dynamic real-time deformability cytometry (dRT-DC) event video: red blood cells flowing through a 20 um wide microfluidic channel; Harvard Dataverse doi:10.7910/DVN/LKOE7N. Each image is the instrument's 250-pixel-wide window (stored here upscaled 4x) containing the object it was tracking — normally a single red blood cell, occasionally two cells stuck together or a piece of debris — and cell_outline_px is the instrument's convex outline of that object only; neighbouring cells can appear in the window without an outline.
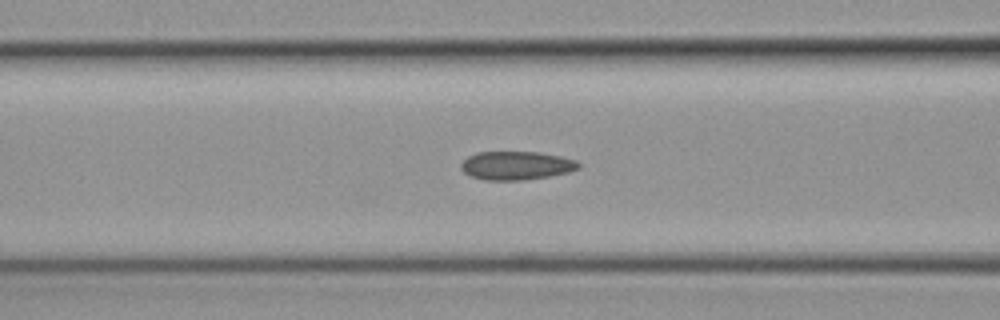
{"species": "common noctule bat (a hibernating species)", "species_latin": "Nyctalus noctula", "temperature_condition": "cold", "stored_images_in_passage": 35, "camera_frame_rate_fps": 3000, "um_per_image_px": 0.085, "animal": {"sex": "female", "body_mass_g": 19.3, "forearm_length_mm": 54.1}, "frame": {"image": 1, "passage_image": 13, "time_ms": 4.0, "image_size_px": [1000, 320], "cell_outline_px": [[580, 168], [568, 172], [548, 176], [524, 180], [484, 180], [472, 176], [464, 172], [460, 168], [460, 164], [468, 156], [476, 152], [540, 152], [560, 156], [576, 160], [580, 164]], "centroid_in_image_um": [43.88, 14.06], "position_along_channel_um": 122.7, "area_um2": 19.54}}
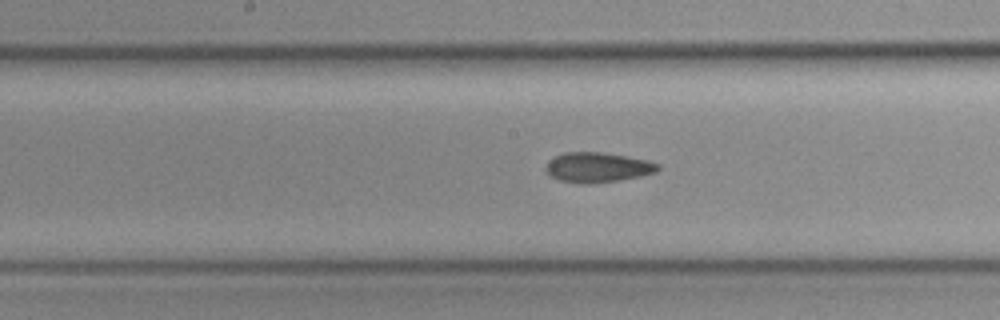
{"frame": {"image": 2, "passage_image": 19, "time_ms": 6.0, "image_size_px": [1000, 320], "cell_outline_px": [[660, 168], [656, 172], [640, 176], [616, 180], [588, 184], [584, 184], [560, 180], [552, 176], [544, 168], [548, 160], [564, 152], [600, 152], [624, 156], [644, 160], [660, 164]], "centroid_in_image_um": [50.77, 14.22], "position_along_channel_um": 197.4, "area_um2": 19.25}}
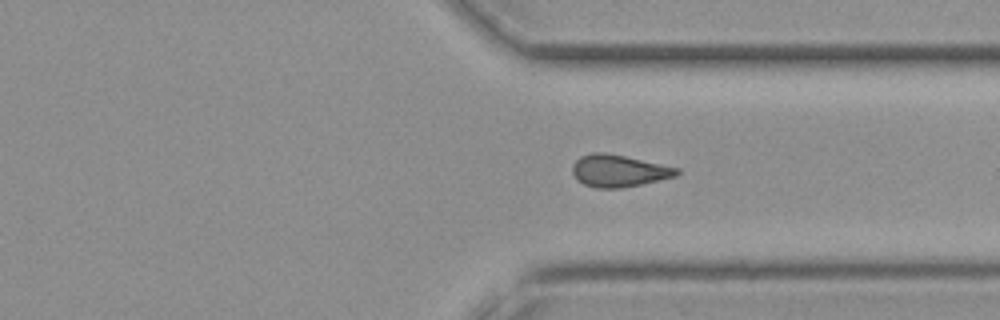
{"frame": {"image": 3, "passage_image": 32, "time_ms": 10.333, "image_size_px": [1000, 320], "cell_outline_px": [[680, 172], [676, 176], [640, 184], [620, 188], [596, 188], [584, 184], [576, 180], [572, 172], [572, 164], [580, 156], [592, 152], [604, 152], [624, 156], [680, 168]], "centroid_in_image_um": [52.56, 14.51], "position_along_channel_um": 358.8, "area_um2": 19.48}}